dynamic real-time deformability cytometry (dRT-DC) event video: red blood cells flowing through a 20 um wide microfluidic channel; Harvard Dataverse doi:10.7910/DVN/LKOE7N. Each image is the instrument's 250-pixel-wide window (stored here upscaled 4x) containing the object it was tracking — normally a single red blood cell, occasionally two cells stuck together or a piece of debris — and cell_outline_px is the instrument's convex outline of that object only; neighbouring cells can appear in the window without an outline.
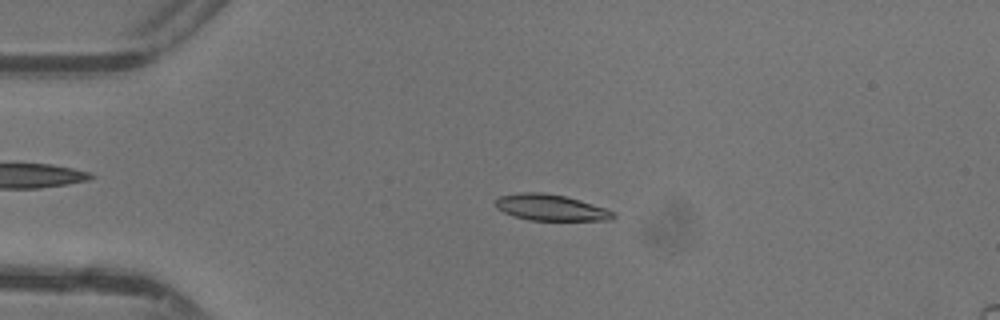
{"species": "common noctule bat (a hibernating species)", "species_latin": "Nyctalus noctula", "temperature_condition": "warm", "stored_images_in_passage": 25, "camera_frame_rate_fps": 3000, "um_per_image_px": 0.085, "animal": {"sex": "female"}, "frame": {"image": 1, "passage_image": 11, "time_ms": 3.333, "image_size_px": [1000, 320], "cell_outline_px": [[616, 216], [612, 220], [528, 220], [504, 212], [496, 208], [496, 200], [500, 196], [520, 192], [544, 192], [564, 196], [580, 200], [616, 212]], "centroid_in_image_um": [46.83, 17.64], "position_along_channel_um": 38.2, "area_um2": 17.86}}
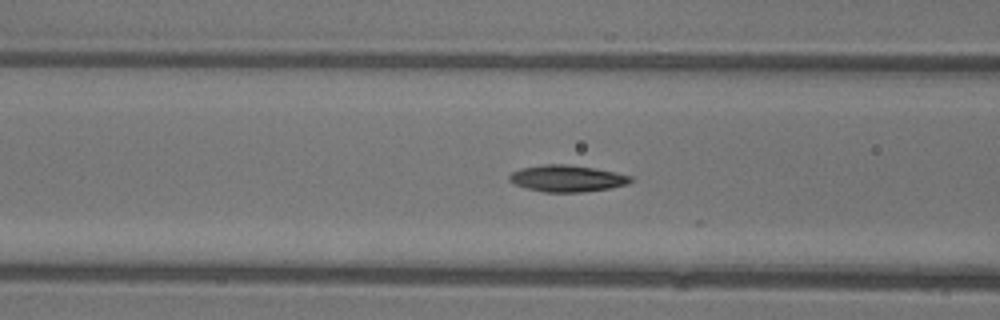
{"frame": {"image": 2, "passage_image": 19, "time_ms": 6.0, "image_size_px": [1000, 320], "cell_outline_px": [[632, 180], [628, 184], [608, 188], [584, 192], [544, 192], [528, 188], [516, 184], [508, 180], [508, 176], [512, 172], [520, 168], [544, 164], [564, 164], [592, 168], [616, 172], [632, 176]], "centroid_in_image_um": [48.19, 15.16], "position_along_channel_um": 118.4, "area_um2": 18.67}}
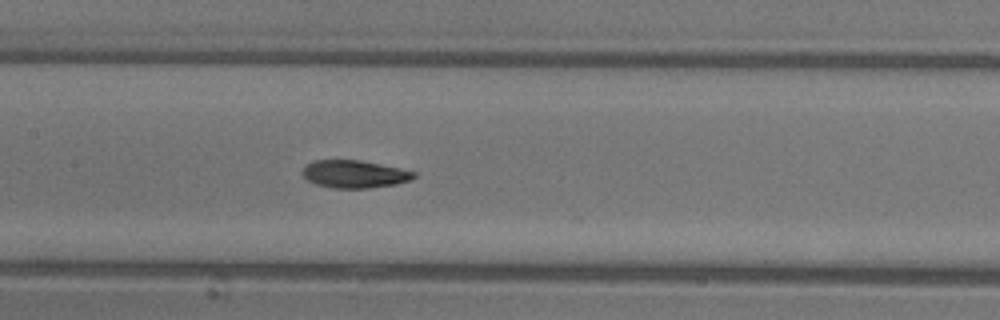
{"frame": {"image": 3, "passage_image": 23, "time_ms": 7.333, "image_size_px": [1000, 320], "cell_outline_px": [[416, 176], [412, 180], [396, 184], [368, 188], [336, 188], [316, 184], [308, 180], [304, 176], [304, 168], [312, 160], [360, 160], [400, 168], [416, 172]], "centroid_in_image_um": [30.18, 14.79], "position_along_channel_um": 177.2, "area_um2": 17.8}}